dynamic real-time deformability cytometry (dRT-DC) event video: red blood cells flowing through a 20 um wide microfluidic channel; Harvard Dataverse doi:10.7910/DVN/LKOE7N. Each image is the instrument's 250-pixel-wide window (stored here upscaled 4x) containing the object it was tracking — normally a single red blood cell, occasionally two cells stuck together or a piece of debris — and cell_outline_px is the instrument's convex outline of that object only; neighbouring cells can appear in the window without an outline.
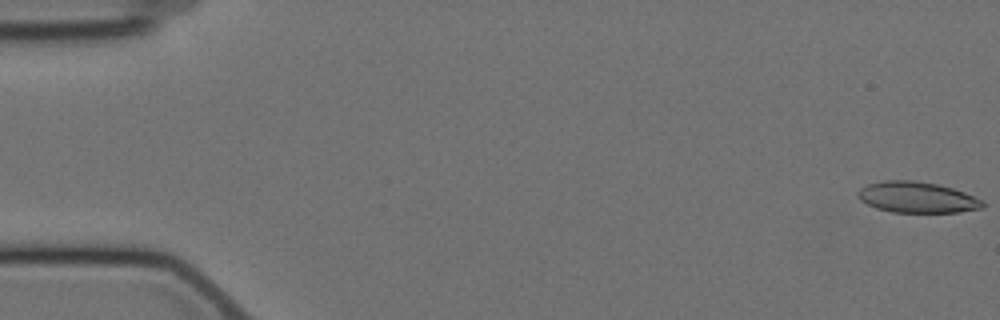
{"species": "Egyptian fruit bat (a non-hibernating species)", "species_latin": "Rousettus aegyptiacus", "temperature_condition": "cold", "stored_images_in_passage": 58, "camera_frame_rate_fps": 3000, "um_per_image_px": 0.085, "animal": {"sex": "female"}, "frame": {"image": 1, "passage_image": 1, "time_ms": 0.0, "image_size_px": [1000, 320], "cell_outline_px": [[984, 208], [960, 212], [892, 212], [876, 208], [860, 200], [856, 192], [860, 188], [868, 184], [884, 180], [912, 180], [936, 184], [952, 188], [964, 192], [984, 200]], "centroid_in_image_um": [77.96, 16.77], "position_along_channel_um": 7.0, "area_um2": 22.54}}
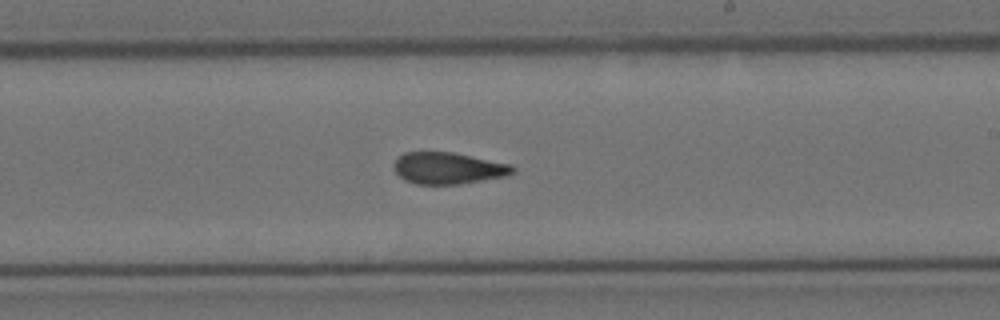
{"frame": {"image": 2, "passage_image": 34, "time_ms": 11.0, "image_size_px": [1000, 320], "cell_outline_px": [[516, 172], [508, 176], [460, 184], [416, 184], [404, 180], [392, 168], [392, 164], [396, 156], [404, 152], [452, 152], [512, 164], [516, 168]], "centroid_in_image_um": [38.09, 14.29], "position_along_channel_um": 250.9, "area_um2": 22.31}}
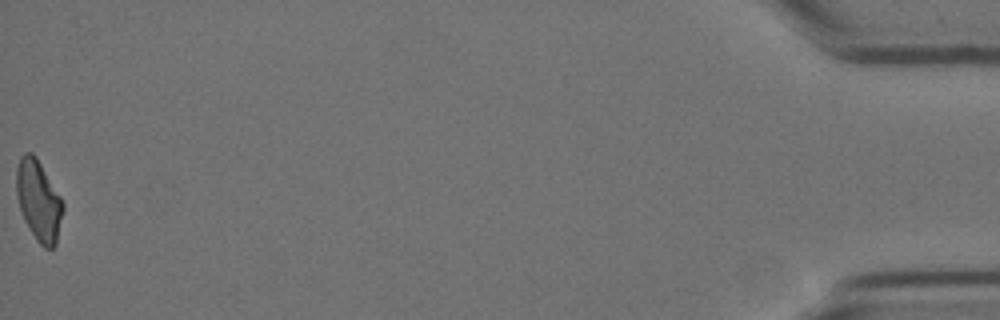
{"frame": {"image": 3, "passage_image": 58, "time_ms": 19.0, "image_size_px": [1000, 320], "cell_outline_px": [[64, 208], [56, 244], [52, 248], [44, 248], [36, 240], [24, 220], [16, 196], [16, 168], [20, 156], [24, 152], [32, 152], [36, 156], [60, 196], [64, 204]], "centroid_in_image_um": [3.27, 17.04], "position_along_channel_um": 431.9, "area_um2": 21.91}, "authors_computed_cell_mechanics": {"area_um2": 22.5998, "velocity_mm_per_s": 3.5077, "shape_relaxation_time_tau1_ms": null, "shape_relaxation_time_tau2_ms": 2.9838, "deformation_change_tau1": null, "deformation_change_tau2": 0.1052}}